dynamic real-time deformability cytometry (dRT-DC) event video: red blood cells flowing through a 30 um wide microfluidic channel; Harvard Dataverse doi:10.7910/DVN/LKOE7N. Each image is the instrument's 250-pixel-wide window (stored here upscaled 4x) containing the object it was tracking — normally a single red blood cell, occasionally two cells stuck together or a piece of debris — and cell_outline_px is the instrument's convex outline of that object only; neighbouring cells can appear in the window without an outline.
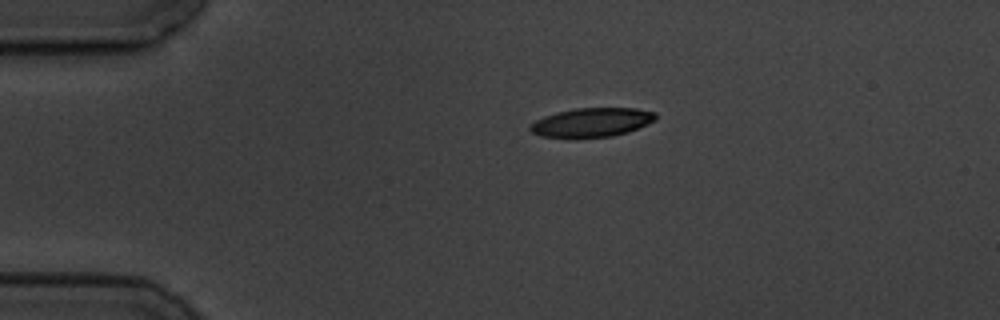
{"species": "common noctule bat (a hibernating species)", "species_latin": "Nyctalus noctula", "temperature_condition": "cold", "stored_images_in_passage": 9, "camera_frame_rate_fps": 3000, "um_per_image_px": 0.085, "animal": {"sex": "male", "body_mass_g": 19.5, "forearm_length_mm": 54.6}, "frame": {"image": 1, "passage_image": 1, "time_ms": 0.0, "image_size_px": [1000, 320], "cell_outline_px": [[656, 120], [628, 132], [612, 136], [576, 140], [572, 140], [540, 136], [532, 132], [528, 128], [528, 124], [544, 116], [556, 112], [576, 108], [636, 108], [656, 112]], "centroid_in_image_um": [50.24, 10.44], "position_along_channel_um": 34.8, "area_um2": 21.96}}
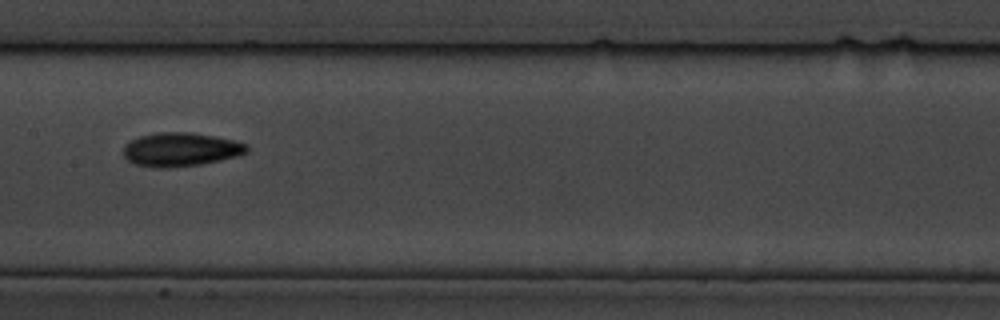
{"frame": {"image": 2, "passage_image": 6, "time_ms": 5.667, "image_size_px": [1000, 320], "cell_outline_px": [[248, 152], [236, 156], [220, 160], [200, 164], [164, 168], [156, 168], [132, 164], [124, 156], [124, 144], [140, 136], [160, 132], [192, 132], [216, 136], [248, 144]], "centroid_in_image_um": [15.35, 12.7], "position_along_channel_um": 192.1, "area_um2": 24.28}}
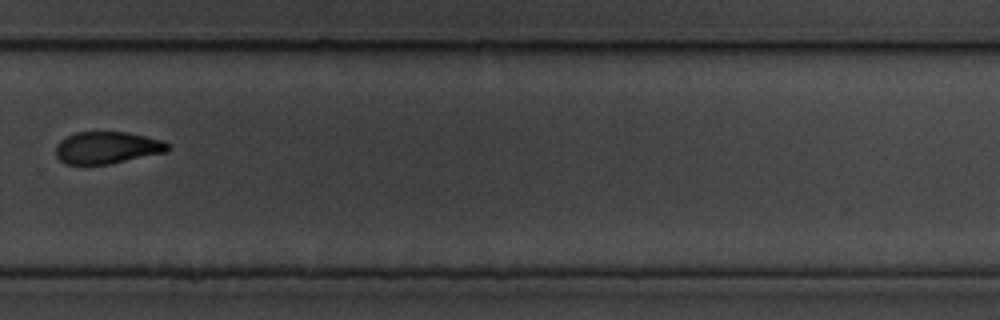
{"frame": {"image": 3, "passage_image": 9, "time_ms": 9.333, "image_size_px": [1000, 320], "cell_outline_px": [[172, 148], [168, 152], [108, 164], [64, 164], [56, 156], [56, 144], [60, 140], [76, 132], [128, 132], [160, 140], [168, 144]], "centroid_in_image_um": [9.1, 12.55], "position_along_channel_um": 320.7, "area_um2": 20.92}}